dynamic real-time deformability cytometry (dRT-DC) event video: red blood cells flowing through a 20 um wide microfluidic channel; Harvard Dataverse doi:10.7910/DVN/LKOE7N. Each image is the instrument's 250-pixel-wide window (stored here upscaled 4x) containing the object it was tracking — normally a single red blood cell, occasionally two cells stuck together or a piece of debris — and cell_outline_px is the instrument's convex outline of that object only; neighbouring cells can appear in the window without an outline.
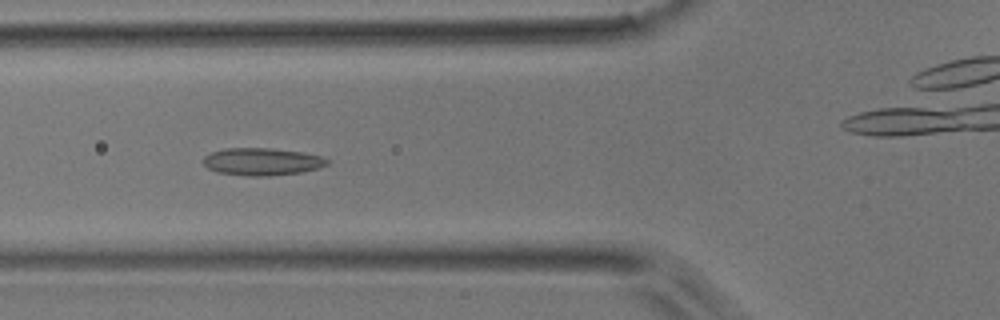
{"species": "common noctule bat (a hibernating species)", "species_latin": "Nyctalus noctula", "temperature_condition": "room temperature", "stored_images_in_passage": 52, "camera_frame_rate_fps": 3000, "um_per_image_px": 0.085, "animal": {"sex": "male", "body_mass_g": 17.9}, "frame": {"image": 1, "passage_image": 19, "time_ms": 6.0, "image_size_px": [1000, 320], "cell_outline_px": [[328, 164], [320, 168], [300, 172], [268, 176], [248, 176], [216, 172], [208, 168], [200, 160], [204, 156], [212, 152], [224, 148], [272, 148], [300, 152], [320, 156], [328, 160]], "centroid_in_image_um": [22.22, 13.74], "position_along_channel_um": 103.6, "area_um2": 19.83}}
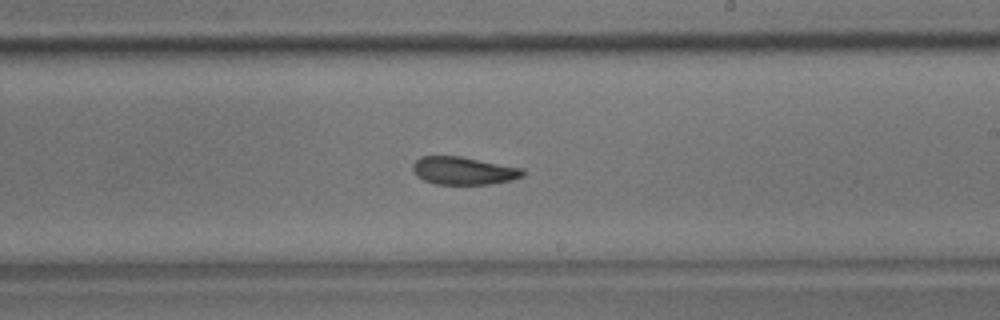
{"frame": {"image": 2, "passage_image": 30, "time_ms": 9.667, "image_size_px": [1000, 320], "cell_outline_px": [[524, 176], [512, 180], [492, 184], [436, 184], [424, 180], [416, 176], [412, 168], [412, 164], [420, 156], [460, 156], [524, 168]], "centroid_in_image_um": [39.41, 14.51], "position_along_channel_um": 249.6, "area_um2": 17.98}}
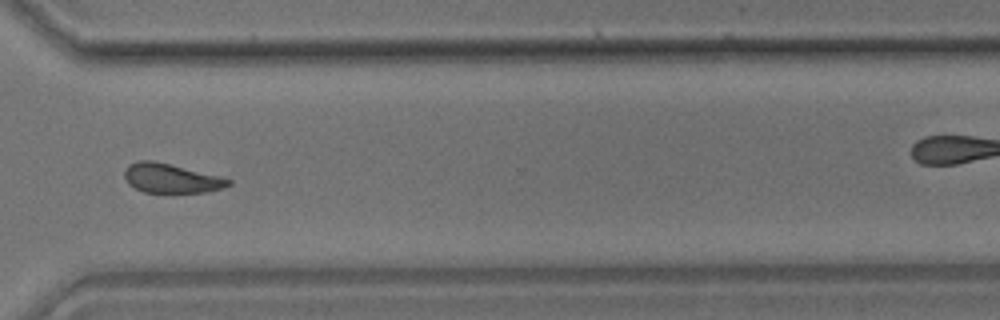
{"frame": {"image": 3, "passage_image": 38, "time_ms": 12.333, "image_size_px": [1000, 320], "cell_outline_px": [[232, 184], [224, 188], [204, 192], [144, 192], [128, 184], [124, 176], [124, 172], [128, 164], [140, 160], [152, 160], [220, 176], [232, 180]], "centroid_in_image_um": [14.55, 15.15], "position_along_channel_um": 356.1, "area_um2": 17.63}}